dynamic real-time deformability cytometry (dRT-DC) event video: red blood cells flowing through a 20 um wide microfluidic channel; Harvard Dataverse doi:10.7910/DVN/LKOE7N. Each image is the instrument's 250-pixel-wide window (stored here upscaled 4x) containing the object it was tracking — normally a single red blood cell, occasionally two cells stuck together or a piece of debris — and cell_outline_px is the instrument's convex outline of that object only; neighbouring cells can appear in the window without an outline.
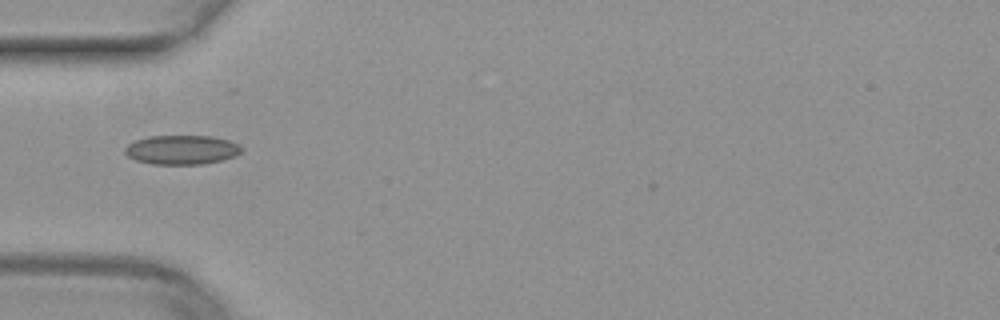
{"species": "common noctule bat (a hibernating species)", "species_latin": "Nyctalus noctula", "temperature_condition": "warm", "stored_images_in_passage": 3, "camera_frame_rate_fps": 3000, "um_per_image_px": 0.085, "animal": {"sex": "female", "body_mass_g": 29.2, "forearm_length_mm": 56.3}, "frame": {"image": 1, "passage_image": 1, "time_ms": 0.0, "image_size_px": [1000, 320], "cell_outline_px": [[244, 148], [236, 156], [220, 160], [200, 164], [152, 164], [136, 160], [128, 156], [124, 152], [124, 148], [128, 144], [136, 140], [148, 136], [212, 136], [228, 140], [240, 144]], "centroid_in_image_um": [15.45, 12.72], "position_along_channel_um": 69.5, "area_um2": 19.88}}